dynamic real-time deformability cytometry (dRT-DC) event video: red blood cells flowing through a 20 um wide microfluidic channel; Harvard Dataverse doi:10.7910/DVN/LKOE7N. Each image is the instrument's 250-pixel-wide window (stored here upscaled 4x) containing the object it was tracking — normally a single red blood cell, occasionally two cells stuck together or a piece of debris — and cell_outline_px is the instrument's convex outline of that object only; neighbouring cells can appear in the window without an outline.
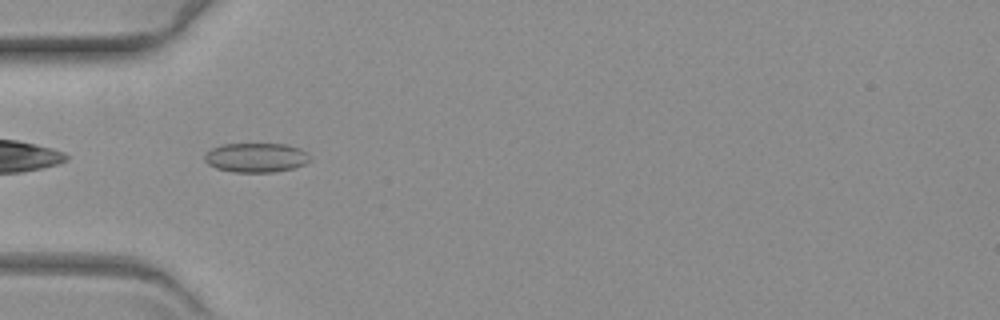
{"species": "common noctule bat (a hibernating species)", "species_latin": "Nyctalus noctula", "temperature_condition": "warm", "stored_images_in_passage": 42, "camera_frame_rate_fps": 3000, "um_per_image_px": 0.085, "animal": {"sex": "female", "body_mass_g": 19.3, "forearm_length_mm": 54.1}, "frame": {"image": 1, "passage_image": 2, "time_ms": 0.333, "image_size_px": [1000, 320], "cell_outline_px": [[312, 160], [304, 164], [292, 168], [276, 172], [232, 172], [216, 168], [208, 164], [204, 160], [204, 152], [212, 148], [224, 144], [288, 144], [300, 148], [308, 152]], "centroid_in_image_um": [21.78, 13.39], "position_along_channel_um": 63.2, "area_um2": 18.26}}
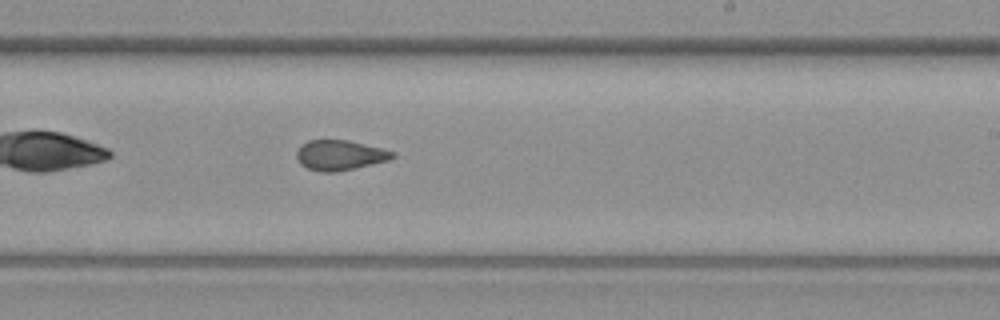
{"frame": {"image": 2, "passage_image": 19, "time_ms": 6.0, "image_size_px": [1000, 320], "cell_outline_px": [[396, 156], [388, 160], [336, 172], [320, 172], [308, 168], [300, 164], [296, 156], [296, 152], [308, 140], [348, 140], [396, 152]], "centroid_in_image_um": [28.88, 13.19], "position_along_channel_um": 260.1, "area_um2": 16.59}}
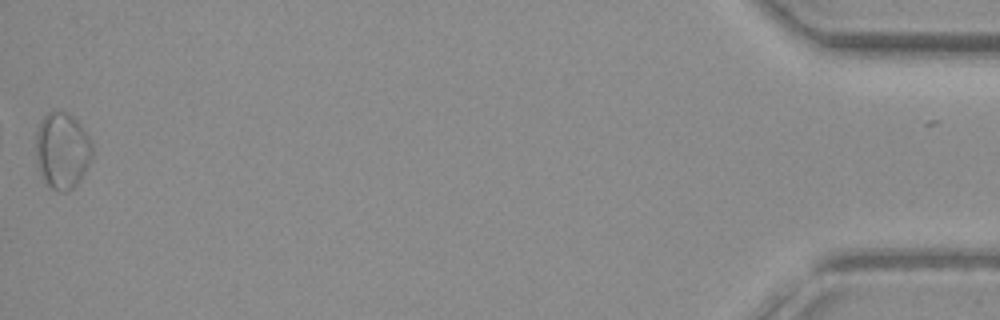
{"frame": {"image": 3, "passage_image": 42, "time_ms": 13.667, "image_size_px": [1000, 320], "cell_outline_px": [[92, 160], [80, 180], [72, 188], [64, 192], [56, 192], [44, 184], [36, 156], [36, 132], [44, 116], [48, 112], [68, 112], [80, 124], [88, 136], [92, 144]], "centroid_in_image_um": [5.29, 12.83], "position_along_channel_um": 429.9, "area_um2": 25.14}}